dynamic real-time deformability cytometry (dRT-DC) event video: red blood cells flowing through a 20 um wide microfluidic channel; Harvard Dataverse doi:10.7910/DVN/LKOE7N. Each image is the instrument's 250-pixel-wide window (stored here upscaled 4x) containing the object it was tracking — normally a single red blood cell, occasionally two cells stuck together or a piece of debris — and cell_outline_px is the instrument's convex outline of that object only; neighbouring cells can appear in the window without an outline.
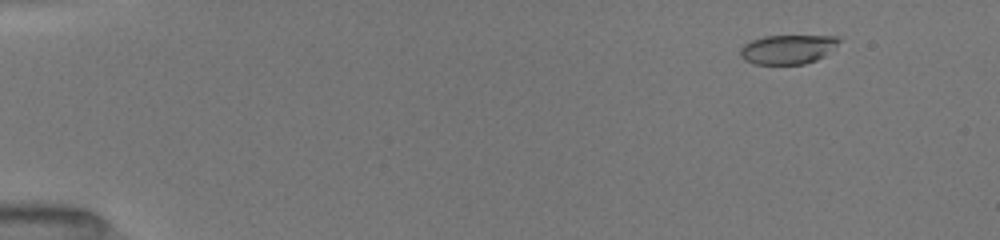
{"species": "common noctule bat (a hibernating species)", "species_latin": "Nyctalus noctula", "temperature_condition": "room temperature", "stored_images_in_passage": 6, "camera_frame_rate_fps": 3000, "um_per_image_px": 0.085, "animal": {"sex": "female", "body_mass_g": 19.5, "forearm_length_mm": 54.1}, "frame": {"image": 1, "passage_image": 2, "time_ms": 1.0, "image_size_px": [1000, 240], "cell_outline_px": [[840, 40], [824, 56], [816, 60], [804, 64], [752, 64], [744, 60], [740, 56], [740, 48], [744, 44], [752, 40], [764, 36], [840, 36]], "centroid_in_image_um": [66.91, 4.2], "position_along_channel_um": 18.1, "area_um2": 16.76}}
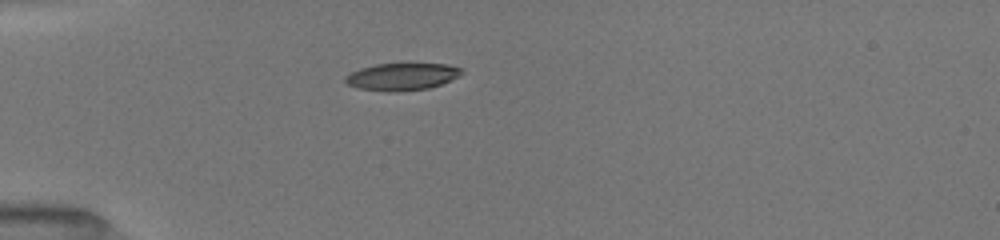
{"frame": {"image": 2, "passage_image": 5, "time_ms": 4.333, "image_size_px": [1000, 240], "cell_outline_px": [[464, 72], [460, 76], [452, 80], [428, 88], [396, 92], [388, 92], [356, 88], [348, 84], [344, 80], [344, 76], [360, 68], [376, 64], [448, 64], [460, 68]], "centroid_in_image_um": [34.16, 6.52], "position_along_channel_um": 50.8, "area_um2": 18.5}}